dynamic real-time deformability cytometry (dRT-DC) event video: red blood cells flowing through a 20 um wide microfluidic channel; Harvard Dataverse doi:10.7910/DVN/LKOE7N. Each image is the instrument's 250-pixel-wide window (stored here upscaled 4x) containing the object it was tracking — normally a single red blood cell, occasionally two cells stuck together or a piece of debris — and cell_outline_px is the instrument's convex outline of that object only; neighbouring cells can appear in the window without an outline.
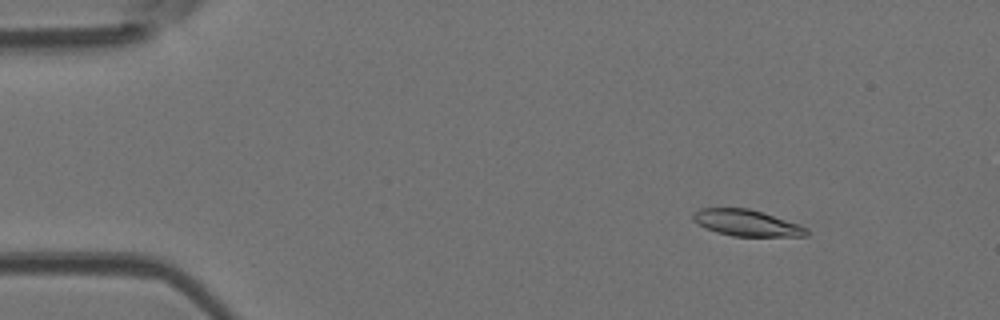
{"species": "Egyptian fruit bat (a non-hibernating species)", "species_latin": "Rousettus aegyptiacus", "temperature_condition": "room temperature", "stored_images_in_passage": 52, "camera_frame_rate_fps": 3000, "um_per_image_px": 0.085, "animal": {"sex": "female"}, "frame": {"image": 1, "passage_image": 7, "time_ms": 2.0, "image_size_px": [1000, 320], "cell_outline_px": [[808, 236], [732, 236], [716, 232], [692, 220], [692, 212], [700, 208], [748, 208], [800, 224], [808, 228]], "centroid_in_image_um": [63.47, 18.94], "position_along_channel_um": 21.5, "area_um2": 17.34}}
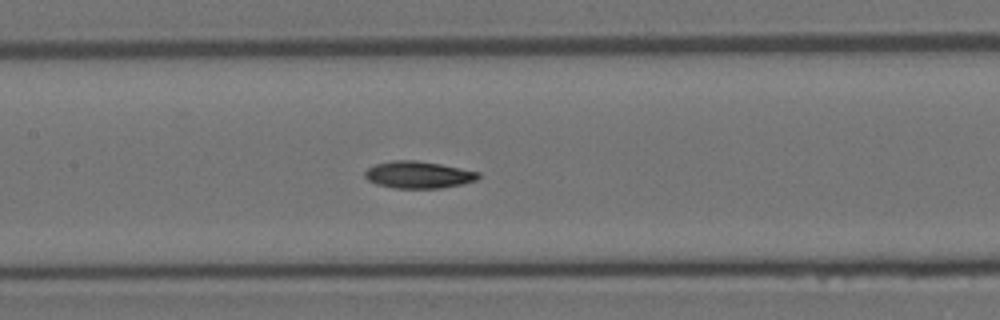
{"frame": {"image": 2, "passage_image": 25, "time_ms": 8.0, "image_size_px": [1000, 320], "cell_outline_px": [[480, 176], [476, 180], [460, 184], [440, 188], [396, 188], [376, 184], [368, 180], [364, 176], [364, 172], [368, 168], [376, 164], [392, 160], [416, 160], [440, 164], [480, 172]], "centroid_in_image_um": [35.54, 14.85], "position_along_channel_um": 171.9, "area_um2": 17.74}}
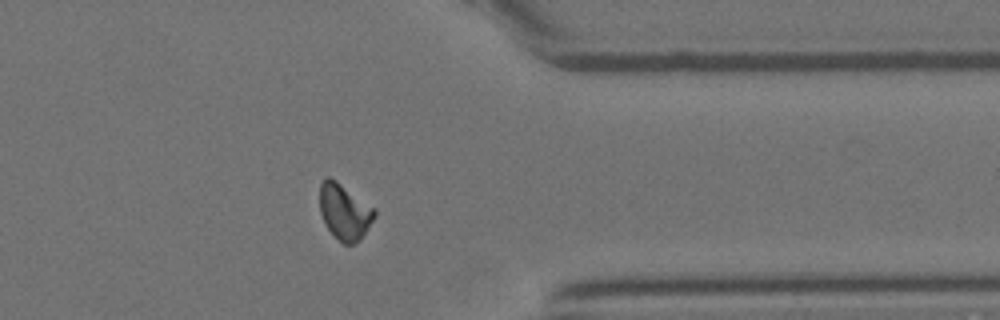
{"frame": {"image": 3, "passage_image": 42, "time_ms": 13.667, "image_size_px": [1000, 320], "cell_outline_px": [[376, 216], [360, 240], [352, 244], [344, 244], [324, 224], [320, 212], [320, 184], [328, 176], [336, 180], [376, 208]], "centroid_in_image_um": [29.3, 17.98], "position_along_channel_um": 382.1, "area_um2": 17.8}, "authors_computed_cell_mechanics": {"area_um2": 17.5134, "velocity_mm_per_s": 3.8956, "shape_relaxation_time_tau1_ms": 6.9765, "shape_relaxation_time_tau2_ms": 5.7251, "deformation_change_tau1": 0.1746, "deformation_change_tau2": 0.1076}}